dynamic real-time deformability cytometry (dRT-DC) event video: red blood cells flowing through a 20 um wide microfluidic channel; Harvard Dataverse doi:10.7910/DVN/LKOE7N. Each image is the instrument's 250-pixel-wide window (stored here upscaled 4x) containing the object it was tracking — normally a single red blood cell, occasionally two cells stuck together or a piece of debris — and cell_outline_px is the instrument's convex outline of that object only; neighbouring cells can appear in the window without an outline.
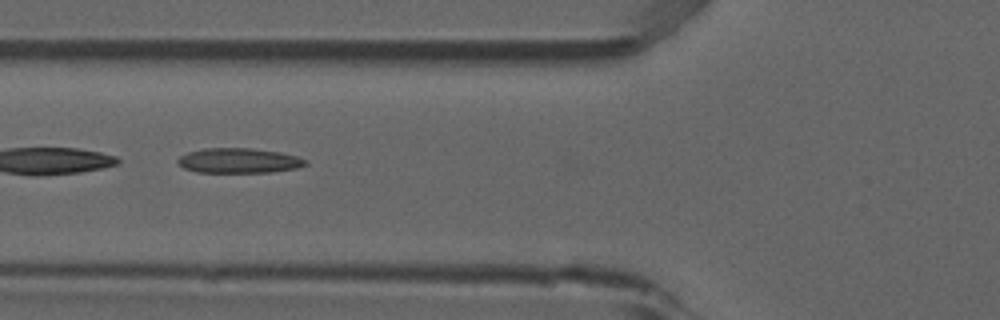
{"species": "common noctule bat (a hibernating species)", "species_latin": "Nyctalus noctula", "temperature_condition": "room temperature", "stored_images_in_passage": 4, "camera_frame_rate_fps": 3000, "um_per_image_px": 0.085, "animal": {"sex": "male", "forearm_length_mm": 52.5}, "frame": {"image": 1, "passage_image": 3, "time_ms": 0.667, "image_size_px": [1000, 320], "cell_outline_px": [[308, 164], [296, 168], [272, 172], [196, 172], [184, 168], [176, 164], [176, 160], [180, 156], [188, 152], [204, 148], [252, 148], [280, 152], [296, 156], [308, 160]], "centroid_in_image_um": [20.28, 13.65], "position_along_channel_um": 105.5, "area_um2": 18.67}}
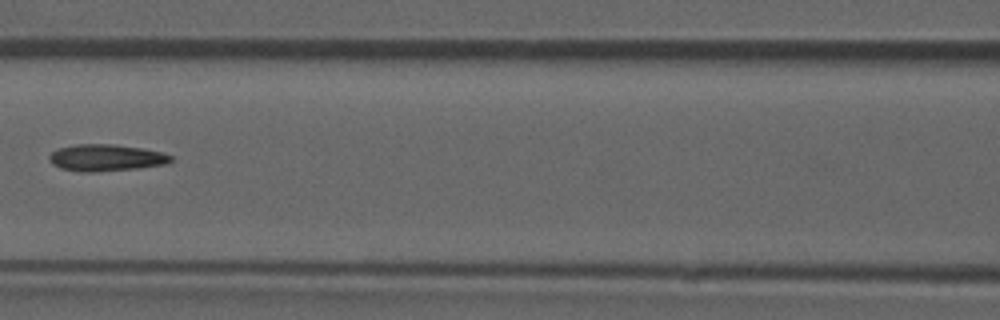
{"frame": {"image": 2, "passage_image": 4, "time_ms": 1.0, "image_size_px": [1000, 320], "cell_outline_px": [[172, 160], [168, 164], [136, 168], [96, 172], [80, 172], [60, 168], [52, 164], [48, 160], [48, 156], [52, 152], [60, 148], [76, 144], [112, 144], [140, 148], [160, 152], [172, 156]], "centroid_in_image_um": [8.98, 13.41], "position_along_channel_um": 157.6, "area_um2": 18.9}}